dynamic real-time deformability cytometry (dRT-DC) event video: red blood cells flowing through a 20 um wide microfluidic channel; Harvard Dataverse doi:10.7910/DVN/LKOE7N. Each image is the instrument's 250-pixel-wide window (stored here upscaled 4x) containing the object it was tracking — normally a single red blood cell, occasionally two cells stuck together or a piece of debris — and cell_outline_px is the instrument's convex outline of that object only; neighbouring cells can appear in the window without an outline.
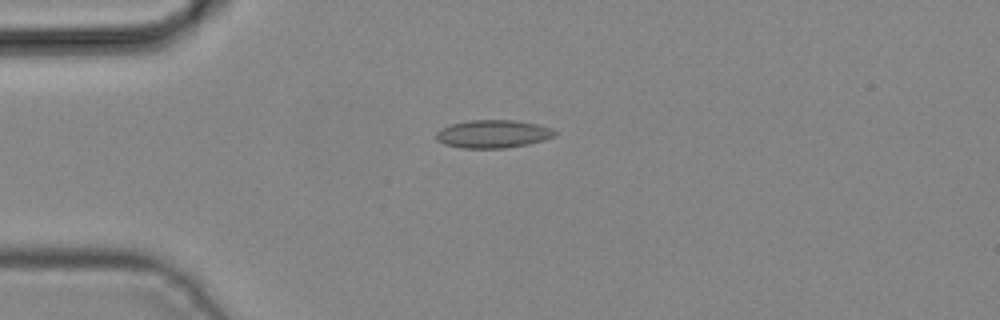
{"species": "common noctule bat (a hibernating species)", "species_latin": "Nyctalus noctula", "temperature_condition": "cold", "stored_images_in_passage": 2, "camera_frame_rate_fps": 3000, "um_per_image_px": 0.085, "animal": {"sex": "male", "body_mass_g": 19.2, "forearm_length_mm": 51.8}, "frame": {"image": 1, "passage_image": 1, "time_ms": 0.0, "image_size_px": [1000, 320], "cell_outline_px": [[556, 136], [544, 140], [528, 144], [504, 148], [460, 148], [444, 144], [436, 140], [436, 132], [440, 128], [452, 124], [468, 120], [516, 120], [536, 124], [552, 128], [556, 132]], "centroid_in_image_um": [41.89, 11.38], "position_along_channel_um": 43.1, "area_um2": 19.48}}